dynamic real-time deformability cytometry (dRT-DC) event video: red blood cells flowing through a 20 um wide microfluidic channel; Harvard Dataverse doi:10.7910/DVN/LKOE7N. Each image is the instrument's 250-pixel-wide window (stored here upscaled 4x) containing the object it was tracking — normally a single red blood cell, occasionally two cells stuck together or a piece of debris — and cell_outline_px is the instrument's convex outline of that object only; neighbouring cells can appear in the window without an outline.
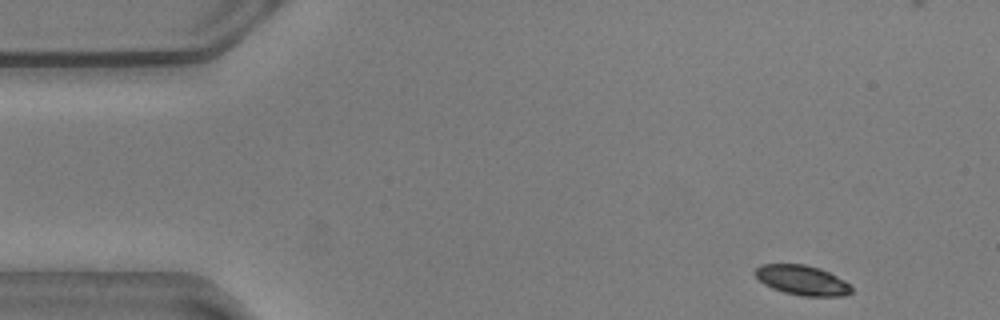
{"species": "common noctule bat (a hibernating species)", "species_latin": "Nyctalus noctula", "temperature_condition": "warm", "stored_images_in_passage": 53, "camera_frame_rate_fps": 3000, "um_per_image_px": 0.085, "animal": {"sex": "male", "body_mass_g": 20.5, "forearm_length_mm": 52.5}, "frame": {"image": 1, "passage_image": 1, "time_ms": 0.0, "image_size_px": [1000, 320], "cell_outline_px": [[852, 292], [844, 296], [804, 296], [784, 292], [772, 288], [764, 284], [752, 272], [760, 264], [804, 264], [820, 268], [844, 280], [852, 288]], "centroid_in_image_um": [68.16, 23.81], "position_along_channel_um": 16.8, "area_um2": 16.7}}
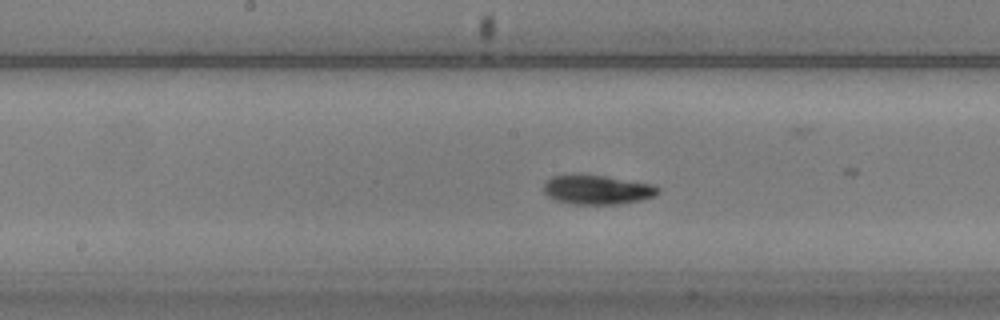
{"frame": {"image": 2, "passage_image": 24, "time_ms": 7.667, "image_size_px": [1000, 320], "cell_outline_px": [[660, 192], [652, 196], [640, 200], [620, 204], [572, 204], [556, 200], [548, 196], [544, 192], [544, 180], [552, 176], [576, 172], [604, 176], [652, 184], [660, 188]], "centroid_in_image_um": [50.69, 16.09], "position_along_channel_um": 197.5, "area_um2": 19.88}}
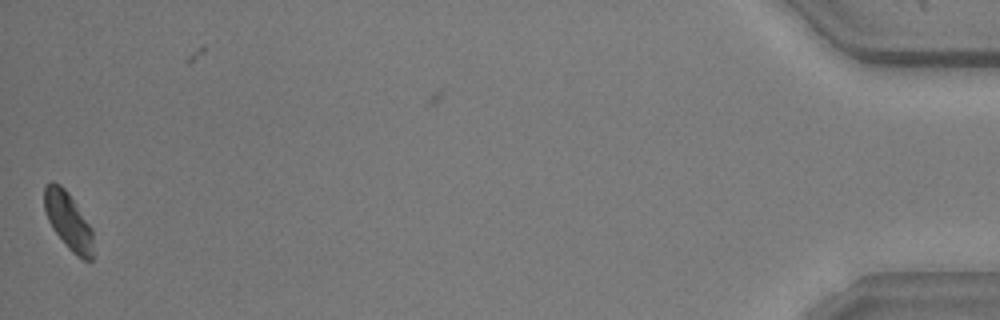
{"frame": {"image": 3, "passage_image": 52, "time_ms": 17.0, "image_size_px": [1000, 320], "cell_outline_px": [[92, 260], [84, 260], [76, 256], [68, 248], [52, 228], [48, 220], [44, 208], [44, 188], [52, 180], [60, 184], [68, 192], [92, 228]], "centroid_in_image_um": [5.79, 18.76], "position_along_channel_um": 429.4, "area_um2": 16.24}, "authors_computed_cell_mechanics": {"area_um2": 18.6694, "velocity_mm_per_s": 3.5622, "shape_relaxation_time_tau1_ms": 1.9752, "shape_relaxation_time_tau2_ms": null, "deformation_change_tau1": 0.0854, "deformation_change_tau2": null}}